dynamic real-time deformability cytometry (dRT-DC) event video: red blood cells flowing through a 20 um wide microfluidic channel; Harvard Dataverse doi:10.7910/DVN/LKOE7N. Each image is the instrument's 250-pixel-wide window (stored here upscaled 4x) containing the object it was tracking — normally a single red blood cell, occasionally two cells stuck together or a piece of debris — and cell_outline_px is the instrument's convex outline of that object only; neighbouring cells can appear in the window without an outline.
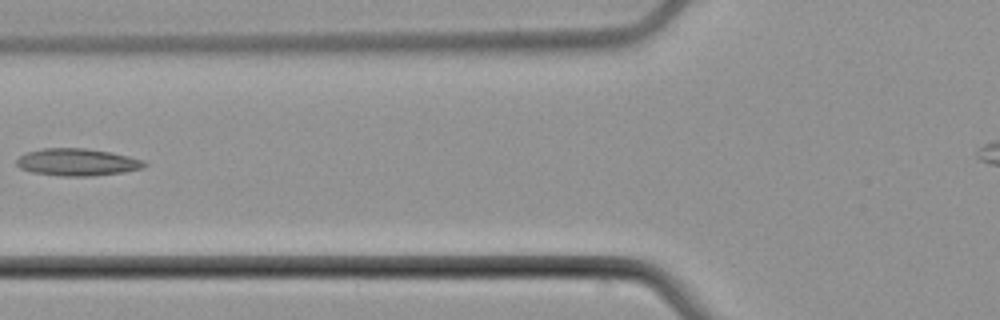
{"species": "common noctule bat (a hibernating species)", "species_latin": "Nyctalus noctula", "temperature_condition": "cold", "stored_images_in_passage": 6, "camera_frame_rate_fps": 3000, "um_per_image_px": 0.085, "animal": {"sex": "male", "body_mass_g": 21.5, "forearm_length_mm": 52.0}, "frame": {"image": 1, "passage_image": 6, "time_ms": 6.333, "image_size_px": [1000, 320], "cell_outline_px": [[148, 164], [144, 168], [124, 172], [92, 176], [60, 176], [32, 172], [20, 168], [16, 164], [16, 160], [24, 152], [44, 148], [84, 148], [112, 152], [144, 160]], "centroid_in_image_um": [6.57, 13.78], "position_along_channel_um": 119.2, "area_um2": 20.46}}